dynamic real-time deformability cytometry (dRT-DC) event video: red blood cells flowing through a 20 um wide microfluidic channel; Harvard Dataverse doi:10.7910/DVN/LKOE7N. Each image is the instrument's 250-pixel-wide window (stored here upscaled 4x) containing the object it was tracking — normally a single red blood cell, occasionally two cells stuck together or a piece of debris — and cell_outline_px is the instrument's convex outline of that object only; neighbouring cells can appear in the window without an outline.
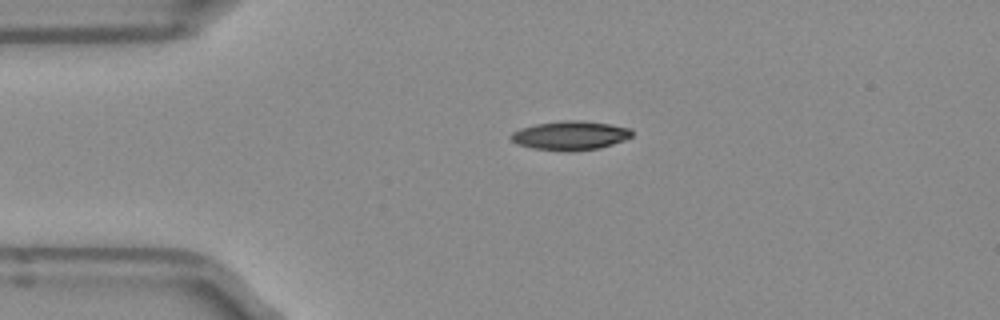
{"species": "Egyptian fruit bat (a non-hibernating species)", "species_latin": "Rousettus aegyptiacus", "temperature_condition": "room temperature", "stored_images_in_passage": 41, "camera_frame_rate_fps": 3000, "um_per_image_px": 0.085, "frame": {"image": 1, "passage_image": 1, "time_ms": 0.0, "image_size_px": [1000, 320], "cell_outline_px": [[632, 136], [624, 140], [600, 148], [568, 152], [532, 148], [516, 144], [508, 136], [512, 132], [520, 128], [536, 124], [564, 120], [580, 120], [608, 124], [632, 128]], "centroid_in_image_um": [48.45, 11.52], "position_along_channel_um": 36.6, "area_um2": 20.58}}
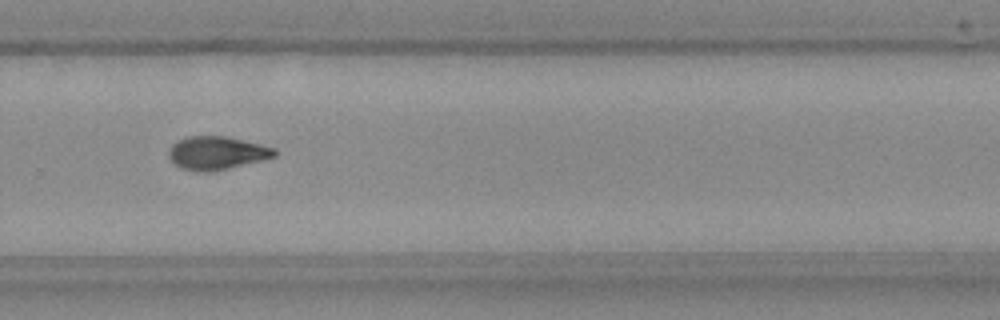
{"frame": {"image": 2, "passage_image": 24, "time_ms": 7.667, "image_size_px": [1000, 320], "cell_outline_px": [[276, 156], [264, 160], [212, 172], [196, 172], [180, 168], [168, 156], [168, 152], [172, 144], [188, 136], [224, 136], [260, 144], [276, 148]], "centroid_in_image_um": [18.43, 13.02], "position_along_channel_um": 311.4, "area_um2": 20.52}}
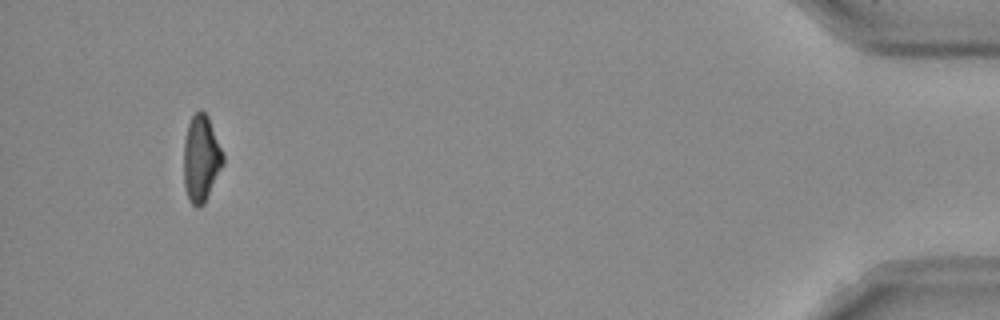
{"frame": {"image": 3, "passage_image": 38, "time_ms": 12.333, "image_size_px": [1000, 320], "cell_outline_px": [[224, 164], [204, 204], [200, 208], [196, 208], [188, 200], [184, 188], [184, 140], [188, 124], [192, 116], [200, 108], [208, 116], [224, 156]], "centroid_in_image_um": [17.09, 13.51], "position_along_channel_um": 418.1, "area_um2": 20.0}, "authors_computed_cell_mechanics": {"area_um2": 20.1722, "velocity_mm_per_s": 3.9655, "shape_relaxation_time_tau1_ms": 4.6788, "shape_relaxation_time_tau2_ms": 8.544, "deformation_change_tau1": 0.18, "deformation_change_tau2": 0.1792}}